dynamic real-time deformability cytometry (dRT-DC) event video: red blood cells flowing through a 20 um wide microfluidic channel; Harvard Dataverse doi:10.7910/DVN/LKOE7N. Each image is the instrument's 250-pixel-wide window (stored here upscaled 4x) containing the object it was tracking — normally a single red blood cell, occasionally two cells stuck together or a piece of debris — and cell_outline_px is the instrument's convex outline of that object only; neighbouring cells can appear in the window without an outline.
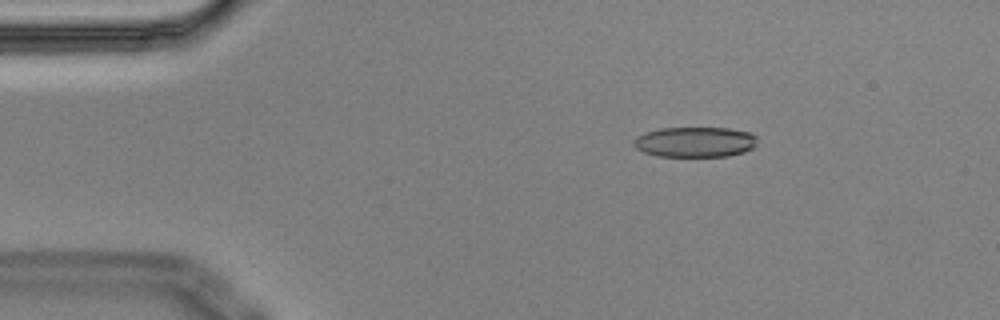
{"species": "Egyptian fruit bat (a non-hibernating species)", "species_latin": "Rousettus aegyptiacus", "temperature_condition": "cold", "stored_images_in_passage": 5, "camera_frame_rate_fps": 3000, "um_per_image_px": 0.085, "animal": {"sex": "male"}, "frame": {"image": 1, "passage_image": 2, "time_ms": 0.333, "image_size_px": [1000, 320], "cell_outline_px": [[756, 144], [752, 148], [744, 152], [728, 156], [660, 156], [644, 152], [636, 148], [632, 144], [632, 140], [636, 136], [644, 132], [660, 128], [728, 128], [752, 132], [756, 136]], "centroid_in_image_um": [59.06, 12.06], "position_along_channel_um": 25.9, "area_um2": 21.96}}
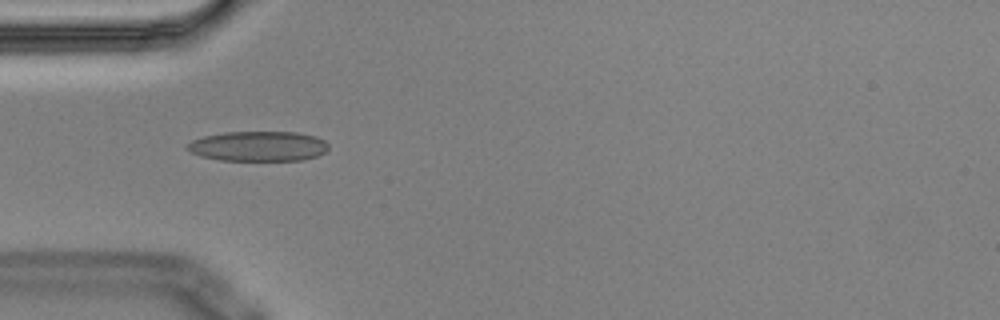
{"frame": {"image": 2, "passage_image": 4, "time_ms": 1.0, "image_size_px": [1000, 320], "cell_outline_px": [[328, 148], [324, 152], [316, 156], [304, 160], [220, 160], [200, 156], [184, 148], [184, 144], [192, 140], [204, 136], [224, 132], [296, 132], [316, 136], [324, 140], [328, 144]], "centroid_in_image_um": [21.92, 12.42], "position_along_channel_um": 63.1, "area_um2": 24.8}}